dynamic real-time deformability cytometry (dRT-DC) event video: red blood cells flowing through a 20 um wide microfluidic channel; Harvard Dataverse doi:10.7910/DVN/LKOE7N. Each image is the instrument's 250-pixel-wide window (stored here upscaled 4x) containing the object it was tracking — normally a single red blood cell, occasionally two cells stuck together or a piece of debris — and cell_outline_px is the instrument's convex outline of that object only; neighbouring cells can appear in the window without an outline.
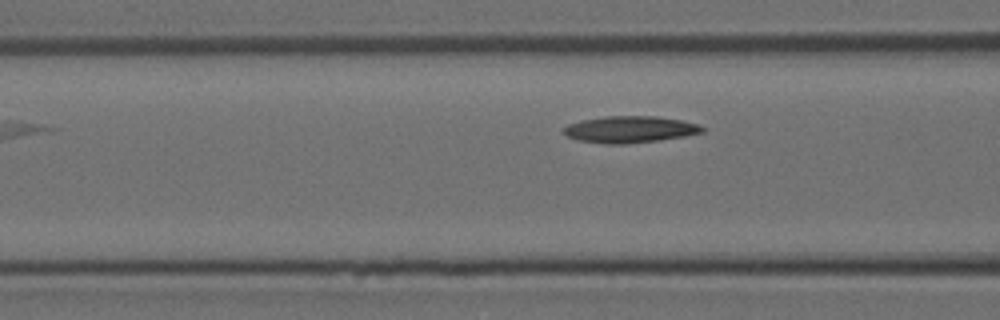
{"species": "Egyptian fruit bat (a non-hibernating species)", "species_latin": "Rousettus aegyptiacus", "temperature_condition": "room temperature", "stored_images_in_passage": 3, "segment_of_instrument_passage": [2, 2], "camera_frame_rate_fps": 3000, "um_per_image_px": 0.085, "animal": {"sex": "female"}, "frame": {"image": 1, "passage_image": 3, "time_ms": 0.667, "image_size_px": [1000, 320], "cell_outline_px": [[704, 132], [684, 136], [660, 140], [624, 144], [604, 144], [576, 140], [568, 136], [564, 132], [564, 128], [568, 124], [584, 120], [604, 116], [656, 116], [680, 120], [700, 124], [704, 128]], "centroid_in_image_um": [53.56, 11.0], "position_along_channel_um": 113.0, "area_um2": 21.5}}